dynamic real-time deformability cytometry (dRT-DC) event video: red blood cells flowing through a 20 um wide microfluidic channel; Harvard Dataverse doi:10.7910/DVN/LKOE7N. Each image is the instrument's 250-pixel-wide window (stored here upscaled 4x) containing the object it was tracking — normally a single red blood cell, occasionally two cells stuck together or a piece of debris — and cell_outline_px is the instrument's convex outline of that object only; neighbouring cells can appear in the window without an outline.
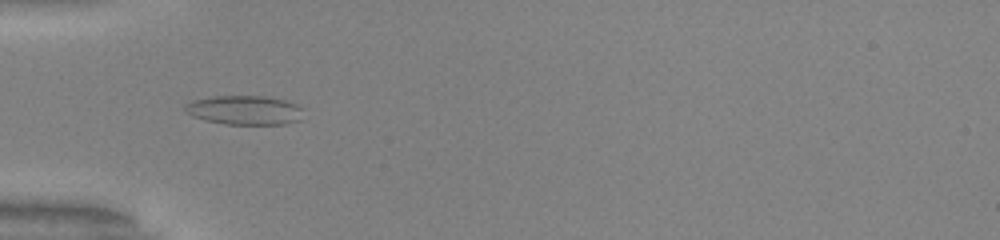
{"species": "common noctule bat (a hibernating species)", "species_latin": "Nyctalus noctula", "temperature_condition": "warm", "stored_images_in_passage": 41, "camera_frame_rate_fps": 3000, "um_per_image_px": 0.085, "animal": {"sex": "male", "body_mass_g": 20.0, "forearm_length_mm": 53.3}, "frame": {"image": 1, "passage_image": 6, "time_ms": 1.667, "image_size_px": [1000, 240], "cell_outline_px": [[304, 108], [300, 120], [284, 124], [224, 124], [204, 120], [192, 116], [184, 108], [184, 104], [192, 100], [216, 96], [264, 96], [284, 100], [296, 104]], "centroid_in_image_um": [20.79, 9.36], "position_along_channel_um": 64.2, "area_um2": 20.17}}
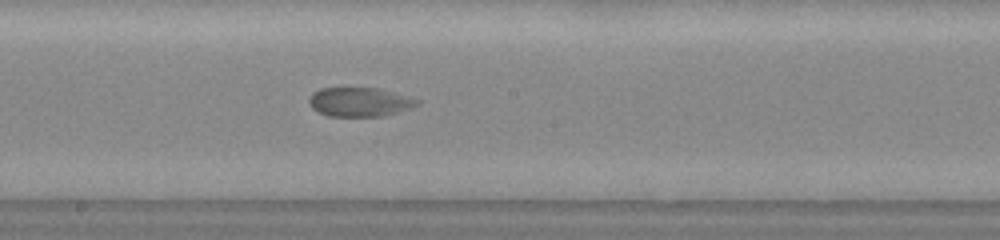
{"frame": {"image": 2, "passage_image": 18, "time_ms": 5.667, "image_size_px": [1000, 240], "cell_outline_px": [[420, 104], [384, 116], [328, 116], [312, 108], [308, 100], [312, 92], [320, 88], [376, 88], [420, 100]], "centroid_in_image_um": [30.52, 8.67], "position_along_channel_um": 217.7, "area_um2": 18.03}}
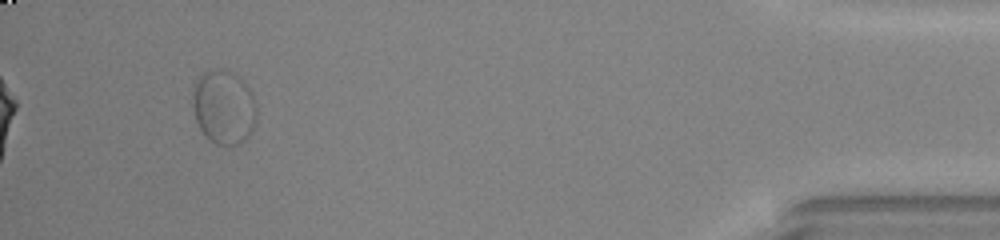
{"frame": {"image": 3, "passage_image": 38, "time_ms": 12.333, "image_size_px": [1000, 240], "cell_outline_px": [[256, 120], [252, 132], [244, 140], [236, 144], [216, 144], [208, 140], [204, 136], [196, 120], [192, 104], [192, 96], [196, 80], [204, 72], [212, 68], [232, 72], [244, 80], [252, 92], [256, 108]], "centroid_in_image_um": [19.02, 9.09], "position_along_channel_um": 416.2, "area_um2": 27.8}}